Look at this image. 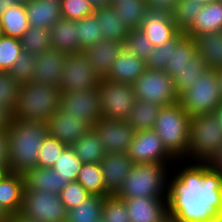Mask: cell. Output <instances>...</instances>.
Segmentation results:
<instances>
[{"instance_id":"6da1fadb","label":"cell","mask_w":222,"mask_h":222,"mask_svg":"<svg viewBox=\"0 0 222 222\" xmlns=\"http://www.w3.org/2000/svg\"><path fill=\"white\" fill-rule=\"evenodd\" d=\"M168 182V216L180 222H208L222 213V174L210 163L191 162Z\"/></svg>"},{"instance_id":"7a4b0ae2","label":"cell","mask_w":222,"mask_h":222,"mask_svg":"<svg viewBox=\"0 0 222 222\" xmlns=\"http://www.w3.org/2000/svg\"><path fill=\"white\" fill-rule=\"evenodd\" d=\"M6 131L9 172L25 175L37 167L47 123L12 118Z\"/></svg>"},{"instance_id":"3957f363","label":"cell","mask_w":222,"mask_h":222,"mask_svg":"<svg viewBox=\"0 0 222 222\" xmlns=\"http://www.w3.org/2000/svg\"><path fill=\"white\" fill-rule=\"evenodd\" d=\"M61 90L31 81L19 86L18 101L12 118L47 123L60 108Z\"/></svg>"},{"instance_id":"277c9868","label":"cell","mask_w":222,"mask_h":222,"mask_svg":"<svg viewBox=\"0 0 222 222\" xmlns=\"http://www.w3.org/2000/svg\"><path fill=\"white\" fill-rule=\"evenodd\" d=\"M172 163H133L121 189L119 198H167L168 168Z\"/></svg>"},{"instance_id":"5b68a950","label":"cell","mask_w":222,"mask_h":222,"mask_svg":"<svg viewBox=\"0 0 222 222\" xmlns=\"http://www.w3.org/2000/svg\"><path fill=\"white\" fill-rule=\"evenodd\" d=\"M190 118L178 102L160 108L153 128L167 151L179 162L186 160Z\"/></svg>"},{"instance_id":"8992f818","label":"cell","mask_w":222,"mask_h":222,"mask_svg":"<svg viewBox=\"0 0 222 222\" xmlns=\"http://www.w3.org/2000/svg\"><path fill=\"white\" fill-rule=\"evenodd\" d=\"M188 133L186 161L211 163L222 146V126L215 114L208 113L191 117Z\"/></svg>"},{"instance_id":"52a82bcc","label":"cell","mask_w":222,"mask_h":222,"mask_svg":"<svg viewBox=\"0 0 222 222\" xmlns=\"http://www.w3.org/2000/svg\"><path fill=\"white\" fill-rule=\"evenodd\" d=\"M222 102L217 71L209 69L179 97V103L190 117L214 113Z\"/></svg>"},{"instance_id":"ba28073f","label":"cell","mask_w":222,"mask_h":222,"mask_svg":"<svg viewBox=\"0 0 222 222\" xmlns=\"http://www.w3.org/2000/svg\"><path fill=\"white\" fill-rule=\"evenodd\" d=\"M67 213L59 194L24 188L20 212L24 218L36 222H66Z\"/></svg>"},{"instance_id":"9c48e42d","label":"cell","mask_w":222,"mask_h":222,"mask_svg":"<svg viewBox=\"0 0 222 222\" xmlns=\"http://www.w3.org/2000/svg\"><path fill=\"white\" fill-rule=\"evenodd\" d=\"M136 99L159 105L169 106L179 102L174 83L164 70H149L132 84Z\"/></svg>"},{"instance_id":"30bf717a","label":"cell","mask_w":222,"mask_h":222,"mask_svg":"<svg viewBox=\"0 0 222 222\" xmlns=\"http://www.w3.org/2000/svg\"><path fill=\"white\" fill-rule=\"evenodd\" d=\"M98 89L102 118L126 120L136 103L133 85L102 78Z\"/></svg>"},{"instance_id":"8fae6325","label":"cell","mask_w":222,"mask_h":222,"mask_svg":"<svg viewBox=\"0 0 222 222\" xmlns=\"http://www.w3.org/2000/svg\"><path fill=\"white\" fill-rule=\"evenodd\" d=\"M100 81V76L83 51L67 54L58 87L61 93L97 88Z\"/></svg>"},{"instance_id":"7c38bea8","label":"cell","mask_w":222,"mask_h":222,"mask_svg":"<svg viewBox=\"0 0 222 222\" xmlns=\"http://www.w3.org/2000/svg\"><path fill=\"white\" fill-rule=\"evenodd\" d=\"M128 156L133 163H175L178 162L165 148L155 130L135 132L130 143Z\"/></svg>"},{"instance_id":"4fadbf2b","label":"cell","mask_w":222,"mask_h":222,"mask_svg":"<svg viewBox=\"0 0 222 222\" xmlns=\"http://www.w3.org/2000/svg\"><path fill=\"white\" fill-rule=\"evenodd\" d=\"M60 110L79 119H84L91 126L102 118L99 89L61 93Z\"/></svg>"},{"instance_id":"5bb4252c","label":"cell","mask_w":222,"mask_h":222,"mask_svg":"<svg viewBox=\"0 0 222 222\" xmlns=\"http://www.w3.org/2000/svg\"><path fill=\"white\" fill-rule=\"evenodd\" d=\"M108 153H128L135 131L127 120L99 119L91 126Z\"/></svg>"},{"instance_id":"9a60e30c","label":"cell","mask_w":222,"mask_h":222,"mask_svg":"<svg viewBox=\"0 0 222 222\" xmlns=\"http://www.w3.org/2000/svg\"><path fill=\"white\" fill-rule=\"evenodd\" d=\"M48 134L67 146H72L84 136L91 125L84 119L71 116L58 109L47 122Z\"/></svg>"},{"instance_id":"2e32d148","label":"cell","mask_w":222,"mask_h":222,"mask_svg":"<svg viewBox=\"0 0 222 222\" xmlns=\"http://www.w3.org/2000/svg\"><path fill=\"white\" fill-rule=\"evenodd\" d=\"M106 191L117 194L133 165L127 153H107L100 161Z\"/></svg>"},{"instance_id":"e0dca14e","label":"cell","mask_w":222,"mask_h":222,"mask_svg":"<svg viewBox=\"0 0 222 222\" xmlns=\"http://www.w3.org/2000/svg\"><path fill=\"white\" fill-rule=\"evenodd\" d=\"M130 222H162L168 216L167 198H127Z\"/></svg>"},{"instance_id":"ac0fdd59","label":"cell","mask_w":222,"mask_h":222,"mask_svg":"<svg viewBox=\"0 0 222 222\" xmlns=\"http://www.w3.org/2000/svg\"><path fill=\"white\" fill-rule=\"evenodd\" d=\"M66 56L54 48L36 55L32 81L59 87Z\"/></svg>"},{"instance_id":"d6986e66","label":"cell","mask_w":222,"mask_h":222,"mask_svg":"<svg viewBox=\"0 0 222 222\" xmlns=\"http://www.w3.org/2000/svg\"><path fill=\"white\" fill-rule=\"evenodd\" d=\"M139 29L155 47L173 39L180 32L171 16L149 11Z\"/></svg>"},{"instance_id":"ffe728a7","label":"cell","mask_w":222,"mask_h":222,"mask_svg":"<svg viewBox=\"0 0 222 222\" xmlns=\"http://www.w3.org/2000/svg\"><path fill=\"white\" fill-rule=\"evenodd\" d=\"M24 188V175L9 172L0 179V207L7 215L20 214Z\"/></svg>"},{"instance_id":"44dd1931","label":"cell","mask_w":222,"mask_h":222,"mask_svg":"<svg viewBox=\"0 0 222 222\" xmlns=\"http://www.w3.org/2000/svg\"><path fill=\"white\" fill-rule=\"evenodd\" d=\"M146 70L145 62L123 48L105 79L133 84Z\"/></svg>"},{"instance_id":"7402d4cb","label":"cell","mask_w":222,"mask_h":222,"mask_svg":"<svg viewBox=\"0 0 222 222\" xmlns=\"http://www.w3.org/2000/svg\"><path fill=\"white\" fill-rule=\"evenodd\" d=\"M123 48L124 43L102 40L87 47L83 52L87 55L94 70L102 79L108 75L113 62L117 59Z\"/></svg>"},{"instance_id":"603a6c76","label":"cell","mask_w":222,"mask_h":222,"mask_svg":"<svg viewBox=\"0 0 222 222\" xmlns=\"http://www.w3.org/2000/svg\"><path fill=\"white\" fill-rule=\"evenodd\" d=\"M25 9L29 26L37 28L50 30L62 17L60 2L51 0H29Z\"/></svg>"},{"instance_id":"cb8c5ba5","label":"cell","mask_w":222,"mask_h":222,"mask_svg":"<svg viewBox=\"0 0 222 222\" xmlns=\"http://www.w3.org/2000/svg\"><path fill=\"white\" fill-rule=\"evenodd\" d=\"M77 29V21L61 17L58 22L50 28L52 48L66 54L80 52Z\"/></svg>"},{"instance_id":"d4e9b609","label":"cell","mask_w":222,"mask_h":222,"mask_svg":"<svg viewBox=\"0 0 222 222\" xmlns=\"http://www.w3.org/2000/svg\"><path fill=\"white\" fill-rule=\"evenodd\" d=\"M222 31V2L219 0L204 4L193 25L185 32L195 38L199 35Z\"/></svg>"},{"instance_id":"484cf974","label":"cell","mask_w":222,"mask_h":222,"mask_svg":"<svg viewBox=\"0 0 222 222\" xmlns=\"http://www.w3.org/2000/svg\"><path fill=\"white\" fill-rule=\"evenodd\" d=\"M25 187L34 191H47L57 193L69 183L62 178L53 168L35 167L24 175Z\"/></svg>"},{"instance_id":"4316f807","label":"cell","mask_w":222,"mask_h":222,"mask_svg":"<svg viewBox=\"0 0 222 222\" xmlns=\"http://www.w3.org/2000/svg\"><path fill=\"white\" fill-rule=\"evenodd\" d=\"M196 54L197 47L194 38L185 34L175 46H170L169 61L164 72L173 79L189 66Z\"/></svg>"},{"instance_id":"83f0119b","label":"cell","mask_w":222,"mask_h":222,"mask_svg":"<svg viewBox=\"0 0 222 222\" xmlns=\"http://www.w3.org/2000/svg\"><path fill=\"white\" fill-rule=\"evenodd\" d=\"M93 15L98 21L104 40L125 42L130 30L117 18L113 5L97 8Z\"/></svg>"},{"instance_id":"f1b7e54d","label":"cell","mask_w":222,"mask_h":222,"mask_svg":"<svg viewBox=\"0 0 222 222\" xmlns=\"http://www.w3.org/2000/svg\"><path fill=\"white\" fill-rule=\"evenodd\" d=\"M197 53L207 63L209 69L222 70V31L194 38Z\"/></svg>"},{"instance_id":"f546056e","label":"cell","mask_w":222,"mask_h":222,"mask_svg":"<svg viewBox=\"0 0 222 222\" xmlns=\"http://www.w3.org/2000/svg\"><path fill=\"white\" fill-rule=\"evenodd\" d=\"M83 163H100L108 153L95 132L90 129L71 146Z\"/></svg>"},{"instance_id":"4dcf8cb0","label":"cell","mask_w":222,"mask_h":222,"mask_svg":"<svg viewBox=\"0 0 222 222\" xmlns=\"http://www.w3.org/2000/svg\"><path fill=\"white\" fill-rule=\"evenodd\" d=\"M160 106L136 99L128 118V124L135 132L153 130Z\"/></svg>"},{"instance_id":"1f68e13d","label":"cell","mask_w":222,"mask_h":222,"mask_svg":"<svg viewBox=\"0 0 222 222\" xmlns=\"http://www.w3.org/2000/svg\"><path fill=\"white\" fill-rule=\"evenodd\" d=\"M105 196L90 195L77 207L68 210L66 222H99Z\"/></svg>"},{"instance_id":"d6a6232c","label":"cell","mask_w":222,"mask_h":222,"mask_svg":"<svg viewBox=\"0 0 222 222\" xmlns=\"http://www.w3.org/2000/svg\"><path fill=\"white\" fill-rule=\"evenodd\" d=\"M4 35L20 39L29 28L25 4H14L0 16Z\"/></svg>"},{"instance_id":"836d02e7","label":"cell","mask_w":222,"mask_h":222,"mask_svg":"<svg viewBox=\"0 0 222 222\" xmlns=\"http://www.w3.org/2000/svg\"><path fill=\"white\" fill-rule=\"evenodd\" d=\"M117 18L129 29H137L142 24L147 12L145 0H127L114 4Z\"/></svg>"},{"instance_id":"e575fe53","label":"cell","mask_w":222,"mask_h":222,"mask_svg":"<svg viewBox=\"0 0 222 222\" xmlns=\"http://www.w3.org/2000/svg\"><path fill=\"white\" fill-rule=\"evenodd\" d=\"M209 70L207 63L197 53L192 59L189 66L182 71L180 75L175 76L172 80L177 96L180 97L187 91L199 77Z\"/></svg>"},{"instance_id":"d590c367","label":"cell","mask_w":222,"mask_h":222,"mask_svg":"<svg viewBox=\"0 0 222 222\" xmlns=\"http://www.w3.org/2000/svg\"><path fill=\"white\" fill-rule=\"evenodd\" d=\"M77 181L91 194L108 196L100 163H83Z\"/></svg>"},{"instance_id":"8d00e7d4","label":"cell","mask_w":222,"mask_h":222,"mask_svg":"<svg viewBox=\"0 0 222 222\" xmlns=\"http://www.w3.org/2000/svg\"><path fill=\"white\" fill-rule=\"evenodd\" d=\"M22 51L39 55L52 48L50 30L29 26L27 31L20 38Z\"/></svg>"},{"instance_id":"74e56055","label":"cell","mask_w":222,"mask_h":222,"mask_svg":"<svg viewBox=\"0 0 222 222\" xmlns=\"http://www.w3.org/2000/svg\"><path fill=\"white\" fill-rule=\"evenodd\" d=\"M82 165L83 162L76 156L74 149L71 146H67L52 168L62 178H66L68 182H71L77 180Z\"/></svg>"},{"instance_id":"f35d334b","label":"cell","mask_w":222,"mask_h":222,"mask_svg":"<svg viewBox=\"0 0 222 222\" xmlns=\"http://www.w3.org/2000/svg\"><path fill=\"white\" fill-rule=\"evenodd\" d=\"M203 4L196 0H180L172 16L180 32H186L201 11Z\"/></svg>"},{"instance_id":"ab89813d","label":"cell","mask_w":222,"mask_h":222,"mask_svg":"<svg viewBox=\"0 0 222 222\" xmlns=\"http://www.w3.org/2000/svg\"><path fill=\"white\" fill-rule=\"evenodd\" d=\"M77 28L80 52L85 50L87 47L104 40L98 21L94 15L86 16L77 21Z\"/></svg>"},{"instance_id":"60d3db41","label":"cell","mask_w":222,"mask_h":222,"mask_svg":"<svg viewBox=\"0 0 222 222\" xmlns=\"http://www.w3.org/2000/svg\"><path fill=\"white\" fill-rule=\"evenodd\" d=\"M124 48L144 62L151 56L155 46L139 28L130 30L124 42Z\"/></svg>"},{"instance_id":"b9f144b4","label":"cell","mask_w":222,"mask_h":222,"mask_svg":"<svg viewBox=\"0 0 222 222\" xmlns=\"http://www.w3.org/2000/svg\"><path fill=\"white\" fill-rule=\"evenodd\" d=\"M101 219L103 222H130L124 200L116 194L105 196Z\"/></svg>"},{"instance_id":"7bdbcfd3","label":"cell","mask_w":222,"mask_h":222,"mask_svg":"<svg viewBox=\"0 0 222 222\" xmlns=\"http://www.w3.org/2000/svg\"><path fill=\"white\" fill-rule=\"evenodd\" d=\"M19 86L9 71H0V105L11 113L17 106Z\"/></svg>"},{"instance_id":"ee69618b","label":"cell","mask_w":222,"mask_h":222,"mask_svg":"<svg viewBox=\"0 0 222 222\" xmlns=\"http://www.w3.org/2000/svg\"><path fill=\"white\" fill-rule=\"evenodd\" d=\"M22 52L20 39L2 36L0 38V71H9Z\"/></svg>"},{"instance_id":"f6af8a7d","label":"cell","mask_w":222,"mask_h":222,"mask_svg":"<svg viewBox=\"0 0 222 222\" xmlns=\"http://www.w3.org/2000/svg\"><path fill=\"white\" fill-rule=\"evenodd\" d=\"M35 59L36 55L22 52L9 70V73L19 85L32 81L34 70L36 69Z\"/></svg>"},{"instance_id":"bcb514c9","label":"cell","mask_w":222,"mask_h":222,"mask_svg":"<svg viewBox=\"0 0 222 222\" xmlns=\"http://www.w3.org/2000/svg\"><path fill=\"white\" fill-rule=\"evenodd\" d=\"M66 147L67 145L48 134L45 137L39 151L37 166L42 168H52L55 161L59 158Z\"/></svg>"},{"instance_id":"7dc6e473","label":"cell","mask_w":222,"mask_h":222,"mask_svg":"<svg viewBox=\"0 0 222 222\" xmlns=\"http://www.w3.org/2000/svg\"><path fill=\"white\" fill-rule=\"evenodd\" d=\"M185 35L184 32H179L173 39L161 44L153 50L152 54L146 60V69L149 70H165L168 65L170 46L175 44Z\"/></svg>"},{"instance_id":"c3c4849f","label":"cell","mask_w":222,"mask_h":222,"mask_svg":"<svg viewBox=\"0 0 222 222\" xmlns=\"http://www.w3.org/2000/svg\"><path fill=\"white\" fill-rule=\"evenodd\" d=\"M62 18L79 21L95 13L94 6L88 0H61Z\"/></svg>"},{"instance_id":"681fc988","label":"cell","mask_w":222,"mask_h":222,"mask_svg":"<svg viewBox=\"0 0 222 222\" xmlns=\"http://www.w3.org/2000/svg\"><path fill=\"white\" fill-rule=\"evenodd\" d=\"M59 195L67 210H70L77 207L91 194L77 180H75L69 182Z\"/></svg>"},{"instance_id":"f907efd6","label":"cell","mask_w":222,"mask_h":222,"mask_svg":"<svg viewBox=\"0 0 222 222\" xmlns=\"http://www.w3.org/2000/svg\"><path fill=\"white\" fill-rule=\"evenodd\" d=\"M180 0H145L147 11L173 16Z\"/></svg>"},{"instance_id":"816d5d0a","label":"cell","mask_w":222,"mask_h":222,"mask_svg":"<svg viewBox=\"0 0 222 222\" xmlns=\"http://www.w3.org/2000/svg\"><path fill=\"white\" fill-rule=\"evenodd\" d=\"M0 163H8V141L6 130H0Z\"/></svg>"},{"instance_id":"f5cc1de1","label":"cell","mask_w":222,"mask_h":222,"mask_svg":"<svg viewBox=\"0 0 222 222\" xmlns=\"http://www.w3.org/2000/svg\"><path fill=\"white\" fill-rule=\"evenodd\" d=\"M12 119V113L5 107L0 105V130H6Z\"/></svg>"},{"instance_id":"db71d44e","label":"cell","mask_w":222,"mask_h":222,"mask_svg":"<svg viewBox=\"0 0 222 222\" xmlns=\"http://www.w3.org/2000/svg\"><path fill=\"white\" fill-rule=\"evenodd\" d=\"M210 164L222 174V146L217 156L211 161Z\"/></svg>"},{"instance_id":"11a10c76","label":"cell","mask_w":222,"mask_h":222,"mask_svg":"<svg viewBox=\"0 0 222 222\" xmlns=\"http://www.w3.org/2000/svg\"><path fill=\"white\" fill-rule=\"evenodd\" d=\"M5 222H36V221L24 218L20 214H14V215H8V217L5 219Z\"/></svg>"},{"instance_id":"9f6ffc18","label":"cell","mask_w":222,"mask_h":222,"mask_svg":"<svg viewBox=\"0 0 222 222\" xmlns=\"http://www.w3.org/2000/svg\"><path fill=\"white\" fill-rule=\"evenodd\" d=\"M14 5L12 0H0V16Z\"/></svg>"},{"instance_id":"6f0895ef","label":"cell","mask_w":222,"mask_h":222,"mask_svg":"<svg viewBox=\"0 0 222 222\" xmlns=\"http://www.w3.org/2000/svg\"><path fill=\"white\" fill-rule=\"evenodd\" d=\"M95 9L111 5V0H88Z\"/></svg>"},{"instance_id":"680465c9","label":"cell","mask_w":222,"mask_h":222,"mask_svg":"<svg viewBox=\"0 0 222 222\" xmlns=\"http://www.w3.org/2000/svg\"><path fill=\"white\" fill-rule=\"evenodd\" d=\"M7 173H9L8 163H0V179H2Z\"/></svg>"},{"instance_id":"91938a15","label":"cell","mask_w":222,"mask_h":222,"mask_svg":"<svg viewBox=\"0 0 222 222\" xmlns=\"http://www.w3.org/2000/svg\"><path fill=\"white\" fill-rule=\"evenodd\" d=\"M215 116L217 117L218 121L220 122V125L222 126V102L221 104L216 108L214 111Z\"/></svg>"},{"instance_id":"94428289","label":"cell","mask_w":222,"mask_h":222,"mask_svg":"<svg viewBox=\"0 0 222 222\" xmlns=\"http://www.w3.org/2000/svg\"><path fill=\"white\" fill-rule=\"evenodd\" d=\"M218 80H219V86H220V92L222 95V70L217 71Z\"/></svg>"},{"instance_id":"6125c7cd","label":"cell","mask_w":222,"mask_h":222,"mask_svg":"<svg viewBox=\"0 0 222 222\" xmlns=\"http://www.w3.org/2000/svg\"><path fill=\"white\" fill-rule=\"evenodd\" d=\"M7 217H8V215L0 207V222H5V219Z\"/></svg>"},{"instance_id":"be15d7a7","label":"cell","mask_w":222,"mask_h":222,"mask_svg":"<svg viewBox=\"0 0 222 222\" xmlns=\"http://www.w3.org/2000/svg\"><path fill=\"white\" fill-rule=\"evenodd\" d=\"M208 222H222V213L219 214L218 216L212 218V219L209 220Z\"/></svg>"},{"instance_id":"e7e4bbea","label":"cell","mask_w":222,"mask_h":222,"mask_svg":"<svg viewBox=\"0 0 222 222\" xmlns=\"http://www.w3.org/2000/svg\"><path fill=\"white\" fill-rule=\"evenodd\" d=\"M162 222H180V221L171 216H167Z\"/></svg>"},{"instance_id":"03108f58","label":"cell","mask_w":222,"mask_h":222,"mask_svg":"<svg viewBox=\"0 0 222 222\" xmlns=\"http://www.w3.org/2000/svg\"><path fill=\"white\" fill-rule=\"evenodd\" d=\"M14 4H26L29 0H12Z\"/></svg>"},{"instance_id":"003e7915","label":"cell","mask_w":222,"mask_h":222,"mask_svg":"<svg viewBox=\"0 0 222 222\" xmlns=\"http://www.w3.org/2000/svg\"><path fill=\"white\" fill-rule=\"evenodd\" d=\"M196 1H198L199 3H201V4H208V3H211V2H214V1H217V0H196Z\"/></svg>"},{"instance_id":"a7ac6f4b","label":"cell","mask_w":222,"mask_h":222,"mask_svg":"<svg viewBox=\"0 0 222 222\" xmlns=\"http://www.w3.org/2000/svg\"><path fill=\"white\" fill-rule=\"evenodd\" d=\"M127 0H111V5H114V4H119V3H122V2H126Z\"/></svg>"},{"instance_id":"89a4df30","label":"cell","mask_w":222,"mask_h":222,"mask_svg":"<svg viewBox=\"0 0 222 222\" xmlns=\"http://www.w3.org/2000/svg\"><path fill=\"white\" fill-rule=\"evenodd\" d=\"M4 36V31H3V28H2V25L0 23V38Z\"/></svg>"},{"instance_id":"2644e50d","label":"cell","mask_w":222,"mask_h":222,"mask_svg":"<svg viewBox=\"0 0 222 222\" xmlns=\"http://www.w3.org/2000/svg\"><path fill=\"white\" fill-rule=\"evenodd\" d=\"M51 1H54V2H61V0H51Z\"/></svg>"}]
</instances>
